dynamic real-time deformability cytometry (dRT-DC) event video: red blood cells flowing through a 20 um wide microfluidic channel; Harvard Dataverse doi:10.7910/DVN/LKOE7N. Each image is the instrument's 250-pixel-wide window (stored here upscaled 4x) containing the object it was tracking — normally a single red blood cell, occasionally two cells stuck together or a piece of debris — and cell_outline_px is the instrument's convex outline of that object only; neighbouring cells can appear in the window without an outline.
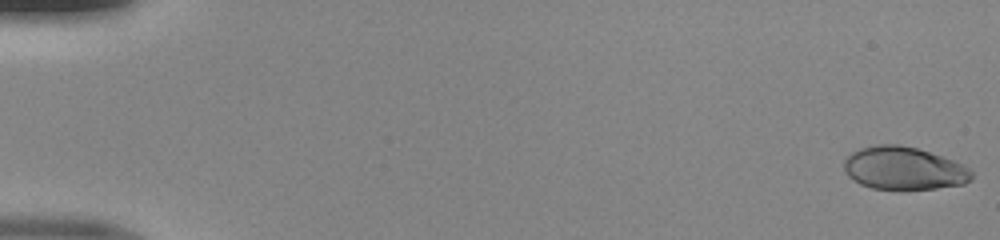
{"species": "human", "species_latin": "Homo sapiens", "temperature_condition": "room temperature", "stored_images_in_passage": 50, "camera_frame_rate_fps": 3000, "um_per_image_px": 0.085, "donor": {"sex": "male"}, "frame": {"image": 1, "passage_image": 1, "time_ms": 0.0, "image_size_px": [1000, 240], "cell_outline_px": [[972, 180], [964, 184], [936, 188], [872, 188], [860, 184], [852, 180], [844, 172], [844, 160], [852, 152], [860, 148], [876, 144], [900, 144], [916, 148], [964, 164], [972, 172]], "centroid_in_image_um": [76.8, 14.29], "position_along_channel_um": 8.2, "area_um2": 31.67}}
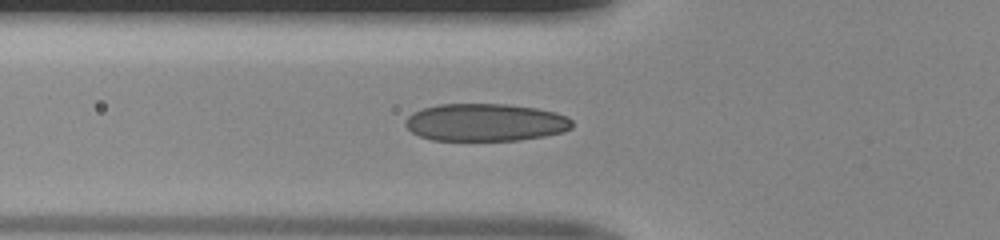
{"frame": {"image": 2, "passage_image": 19, "time_ms": 6.0, "image_size_px": [1000, 240], "cell_outline_px": [[572, 128], [564, 132], [544, 136], [520, 140], [432, 140], [420, 136], [412, 132], [404, 124], [404, 120], [412, 112], [424, 108], [440, 104], [508, 104], [536, 108], [556, 112], [568, 116], [572, 120]], "centroid_in_image_um": [41.28, 10.4], "position_along_channel_um": 84.5, "area_um2": 36.7}}
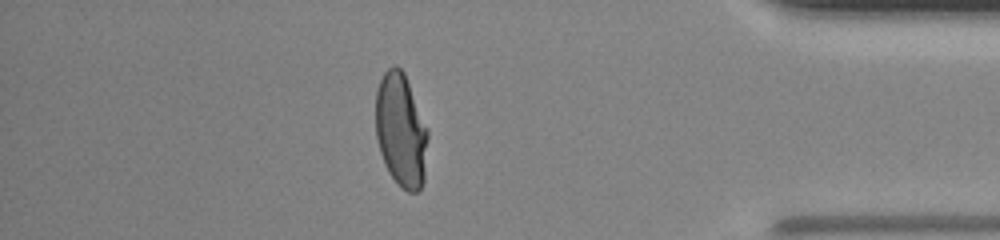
{"frame": {"image": 3, "passage_image": 44, "time_ms": 14.333, "image_size_px": [1000, 240], "cell_outline_px": [[428, 136], [424, 180], [420, 188], [416, 192], [408, 192], [400, 188], [388, 172], [384, 164], [380, 152], [376, 136], [376, 92], [380, 80], [384, 72], [392, 64], [396, 64], [404, 72], [428, 128]], "centroid_in_image_um": [34.08, 11.08], "position_along_channel_um": 401.1, "area_um2": 34.91}}